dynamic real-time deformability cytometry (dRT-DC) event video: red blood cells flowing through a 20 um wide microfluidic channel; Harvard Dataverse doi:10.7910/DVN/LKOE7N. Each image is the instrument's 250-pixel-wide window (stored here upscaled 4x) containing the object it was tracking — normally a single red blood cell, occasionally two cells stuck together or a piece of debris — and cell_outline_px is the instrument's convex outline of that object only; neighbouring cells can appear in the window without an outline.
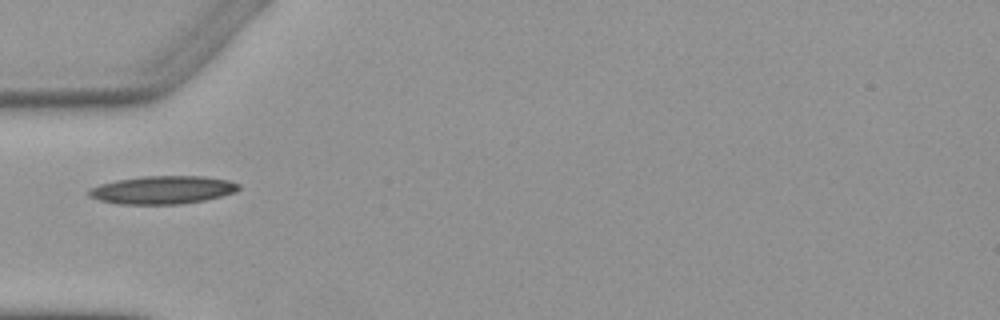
{"species": "Egyptian fruit bat (a non-hibernating species)", "species_latin": "Rousettus aegyptiacus", "temperature_condition": "warm", "stored_images_in_passage": 6, "camera_frame_rate_fps": 3000, "um_per_image_px": 0.085, "animal": {"sex": "female"}, "frame": {"image": 1, "passage_image": 5, "time_ms": 5.0, "image_size_px": [1000, 320], "cell_outline_px": [[240, 188], [232, 192], [220, 196], [204, 200], [180, 204], [120, 204], [100, 200], [88, 196], [88, 188], [100, 184], [116, 180], [144, 176], [204, 176], [228, 180], [240, 184]], "centroid_in_image_um": [13.79, 16.14], "position_along_channel_um": 71.2, "area_um2": 24.39}}